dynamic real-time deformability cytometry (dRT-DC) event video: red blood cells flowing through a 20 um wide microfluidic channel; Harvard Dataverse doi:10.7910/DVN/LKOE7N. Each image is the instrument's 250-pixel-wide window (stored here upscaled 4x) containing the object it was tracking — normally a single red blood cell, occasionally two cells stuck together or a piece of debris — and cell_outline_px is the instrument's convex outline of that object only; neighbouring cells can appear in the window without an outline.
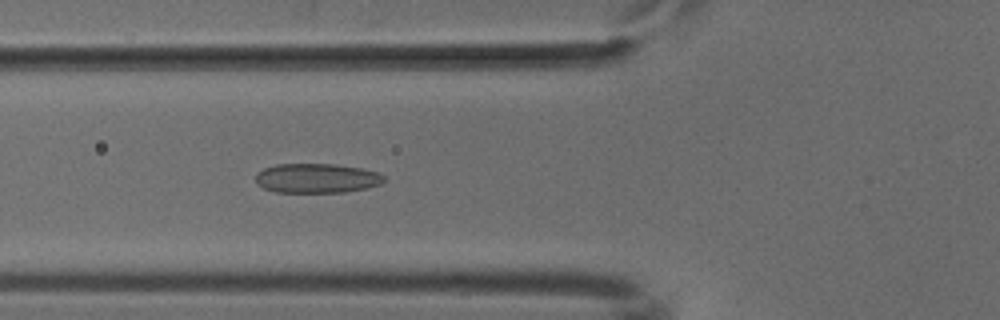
{"species": "common noctule bat (a hibernating species)", "species_latin": "Nyctalus noctula", "temperature_condition": "cold", "stored_images_in_passage": 41, "camera_frame_rate_fps": 3000, "um_per_image_px": 0.085, "animal": {"sex": "male", "body_mass_g": 18.8}, "frame": {"image": 1, "passage_image": 8, "time_ms": 2.333, "image_size_px": [1000, 320], "cell_outline_px": [[384, 180], [380, 184], [364, 188], [344, 192], [276, 192], [264, 188], [256, 184], [256, 172], [264, 168], [276, 164], [336, 164], [364, 168], [376, 172], [384, 176]], "centroid_in_image_um": [26.89, 15.14], "position_along_channel_um": 98.9, "area_um2": 22.08}}
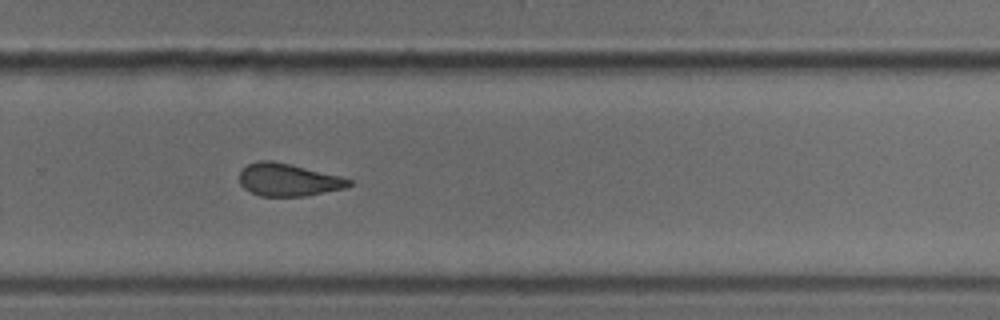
{"frame": {"image": 2, "passage_image": 24, "time_ms": 7.667, "image_size_px": [1000, 320], "cell_outline_px": [[352, 184], [344, 188], [304, 196], [260, 196], [244, 188], [240, 184], [240, 172], [248, 164], [256, 160], [272, 160], [340, 176], [352, 180]], "centroid_in_image_um": [24.48, 15.28], "position_along_channel_um": 305.3, "area_um2": 20.58}}
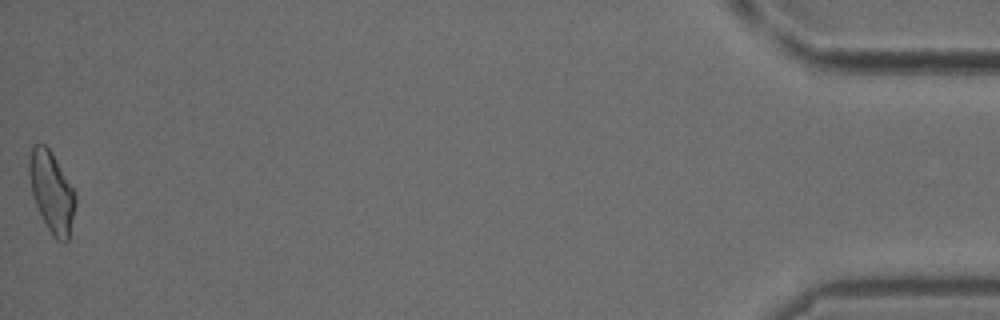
{"frame": {"image": 3, "passage_image": 41, "time_ms": 13.333, "image_size_px": [1000, 320], "cell_outline_px": [[76, 204], [68, 240], [64, 244], [60, 244], [52, 236], [36, 204], [32, 192], [28, 172], [28, 164], [32, 148], [36, 144], [44, 144], [52, 152], [76, 192]], "centroid_in_image_um": [4.42, 16.34], "position_along_channel_um": 430.8, "area_um2": 21.73}}